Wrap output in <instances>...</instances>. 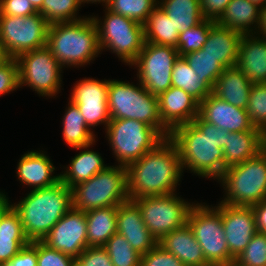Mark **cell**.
Wrapping results in <instances>:
<instances>
[{
	"instance_id": "cell-1",
	"label": "cell",
	"mask_w": 266,
	"mask_h": 266,
	"mask_svg": "<svg viewBox=\"0 0 266 266\" xmlns=\"http://www.w3.org/2000/svg\"><path fill=\"white\" fill-rule=\"evenodd\" d=\"M228 133L198 115L192 122L174 128L169 139L179 151L183 170L218 180L224 173L223 148Z\"/></svg>"
},
{
	"instance_id": "cell-2",
	"label": "cell",
	"mask_w": 266,
	"mask_h": 266,
	"mask_svg": "<svg viewBox=\"0 0 266 266\" xmlns=\"http://www.w3.org/2000/svg\"><path fill=\"white\" fill-rule=\"evenodd\" d=\"M182 173L179 151L169 138H165L127 167L129 199L174 194Z\"/></svg>"
},
{
	"instance_id": "cell-3",
	"label": "cell",
	"mask_w": 266,
	"mask_h": 266,
	"mask_svg": "<svg viewBox=\"0 0 266 266\" xmlns=\"http://www.w3.org/2000/svg\"><path fill=\"white\" fill-rule=\"evenodd\" d=\"M11 206L19 214L29 241H42L72 208V189L60 180L52 186L30 190L26 197Z\"/></svg>"
},
{
	"instance_id": "cell-4",
	"label": "cell",
	"mask_w": 266,
	"mask_h": 266,
	"mask_svg": "<svg viewBox=\"0 0 266 266\" xmlns=\"http://www.w3.org/2000/svg\"><path fill=\"white\" fill-rule=\"evenodd\" d=\"M47 46L62 67L90 64L101 54L97 27L90 17L49 25Z\"/></svg>"
},
{
	"instance_id": "cell-5",
	"label": "cell",
	"mask_w": 266,
	"mask_h": 266,
	"mask_svg": "<svg viewBox=\"0 0 266 266\" xmlns=\"http://www.w3.org/2000/svg\"><path fill=\"white\" fill-rule=\"evenodd\" d=\"M108 109L111 119H132L153 127L164 139L171 131L162 123L158 96L151 94L140 82L138 86L109 79Z\"/></svg>"
},
{
	"instance_id": "cell-6",
	"label": "cell",
	"mask_w": 266,
	"mask_h": 266,
	"mask_svg": "<svg viewBox=\"0 0 266 266\" xmlns=\"http://www.w3.org/2000/svg\"><path fill=\"white\" fill-rule=\"evenodd\" d=\"M72 189V207L88 211L96 208L119 206L129 200L127 167L107 165L89 180Z\"/></svg>"
},
{
	"instance_id": "cell-7",
	"label": "cell",
	"mask_w": 266,
	"mask_h": 266,
	"mask_svg": "<svg viewBox=\"0 0 266 266\" xmlns=\"http://www.w3.org/2000/svg\"><path fill=\"white\" fill-rule=\"evenodd\" d=\"M218 181L225 192L221 202L226 205L252 206L266 199V148L255 157L225 169Z\"/></svg>"
},
{
	"instance_id": "cell-8",
	"label": "cell",
	"mask_w": 266,
	"mask_h": 266,
	"mask_svg": "<svg viewBox=\"0 0 266 266\" xmlns=\"http://www.w3.org/2000/svg\"><path fill=\"white\" fill-rule=\"evenodd\" d=\"M104 129L118 165L125 167L164 140L153 127L138 120L110 119Z\"/></svg>"
},
{
	"instance_id": "cell-9",
	"label": "cell",
	"mask_w": 266,
	"mask_h": 266,
	"mask_svg": "<svg viewBox=\"0 0 266 266\" xmlns=\"http://www.w3.org/2000/svg\"><path fill=\"white\" fill-rule=\"evenodd\" d=\"M104 17L102 20L95 15L91 17L97 27L101 51L111 50L122 62L131 65L145 43L144 25L106 7Z\"/></svg>"
},
{
	"instance_id": "cell-10",
	"label": "cell",
	"mask_w": 266,
	"mask_h": 266,
	"mask_svg": "<svg viewBox=\"0 0 266 266\" xmlns=\"http://www.w3.org/2000/svg\"><path fill=\"white\" fill-rule=\"evenodd\" d=\"M187 224L201 246L207 262L222 266L234 264L235 259L229 253L222 217L215 207L194 203L189 211Z\"/></svg>"
},
{
	"instance_id": "cell-11",
	"label": "cell",
	"mask_w": 266,
	"mask_h": 266,
	"mask_svg": "<svg viewBox=\"0 0 266 266\" xmlns=\"http://www.w3.org/2000/svg\"><path fill=\"white\" fill-rule=\"evenodd\" d=\"M49 25L39 12L25 17L0 15V47L12 59L44 47Z\"/></svg>"
},
{
	"instance_id": "cell-12",
	"label": "cell",
	"mask_w": 266,
	"mask_h": 266,
	"mask_svg": "<svg viewBox=\"0 0 266 266\" xmlns=\"http://www.w3.org/2000/svg\"><path fill=\"white\" fill-rule=\"evenodd\" d=\"M176 194L133 199L142 213L145 226L157 241L187 224L189 211L194 204Z\"/></svg>"
},
{
	"instance_id": "cell-13",
	"label": "cell",
	"mask_w": 266,
	"mask_h": 266,
	"mask_svg": "<svg viewBox=\"0 0 266 266\" xmlns=\"http://www.w3.org/2000/svg\"><path fill=\"white\" fill-rule=\"evenodd\" d=\"M19 66V87H31L39 96L53 97L62 84V69L46 45L23 53L17 59Z\"/></svg>"
},
{
	"instance_id": "cell-14",
	"label": "cell",
	"mask_w": 266,
	"mask_h": 266,
	"mask_svg": "<svg viewBox=\"0 0 266 266\" xmlns=\"http://www.w3.org/2000/svg\"><path fill=\"white\" fill-rule=\"evenodd\" d=\"M179 58L176 48L145 42L136 60L138 81L153 95L159 96L172 86V69Z\"/></svg>"
},
{
	"instance_id": "cell-15",
	"label": "cell",
	"mask_w": 266,
	"mask_h": 266,
	"mask_svg": "<svg viewBox=\"0 0 266 266\" xmlns=\"http://www.w3.org/2000/svg\"><path fill=\"white\" fill-rule=\"evenodd\" d=\"M76 82L69 100L77 105L89 128L99 124L107 127L111 119L107 103L109 80L84 78Z\"/></svg>"
},
{
	"instance_id": "cell-16",
	"label": "cell",
	"mask_w": 266,
	"mask_h": 266,
	"mask_svg": "<svg viewBox=\"0 0 266 266\" xmlns=\"http://www.w3.org/2000/svg\"><path fill=\"white\" fill-rule=\"evenodd\" d=\"M48 247L74 259L87 248V222L84 211L71 208L42 239Z\"/></svg>"
},
{
	"instance_id": "cell-17",
	"label": "cell",
	"mask_w": 266,
	"mask_h": 266,
	"mask_svg": "<svg viewBox=\"0 0 266 266\" xmlns=\"http://www.w3.org/2000/svg\"><path fill=\"white\" fill-rule=\"evenodd\" d=\"M214 207L222 217L229 253L236 259L258 232L252 206L226 205L220 202Z\"/></svg>"
},
{
	"instance_id": "cell-18",
	"label": "cell",
	"mask_w": 266,
	"mask_h": 266,
	"mask_svg": "<svg viewBox=\"0 0 266 266\" xmlns=\"http://www.w3.org/2000/svg\"><path fill=\"white\" fill-rule=\"evenodd\" d=\"M117 233L124 236L140 255H144L158 244L156 238L145 226L138 205L130 199L118 206Z\"/></svg>"
},
{
	"instance_id": "cell-19",
	"label": "cell",
	"mask_w": 266,
	"mask_h": 266,
	"mask_svg": "<svg viewBox=\"0 0 266 266\" xmlns=\"http://www.w3.org/2000/svg\"><path fill=\"white\" fill-rule=\"evenodd\" d=\"M199 116L228 132L237 133L253 128L245 109L233 106L213 93L200 103Z\"/></svg>"
},
{
	"instance_id": "cell-20",
	"label": "cell",
	"mask_w": 266,
	"mask_h": 266,
	"mask_svg": "<svg viewBox=\"0 0 266 266\" xmlns=\"http://www.w3.org/2000/svg\"><path fill=\"white\" fill-rule=\"evenodd\" d=\"M162 123L172 131L199 115L200 103L183 89L171 86L158 96Z\"/></svg>"
},
{
	"instance_id": "cell-21",
	"label": "cell",
	"mask_w": 266,
	"mask_h": 266,
	"mask_svg": "<svg viewBox=\"0 0 266 266\" xmlns=\"http://www.w3.org/2000/svg\"><path fill=\"white\" fill-rule=\"evenodd\" d=\"M44 151H28L17 164V177L22 184L32 190L52 186L60 181V174L52 175L55 170L52 160Z\"/></svg>"
},
{
	"instance_id": "cell-22",
	"label": "cell",
	"mask_w": 266,
	"mask_h": 266,
	"mask_svg": "<svg viewBox=\"0 0 266 266\" xmlns=\"http://www.w3.org/2000/svg\"><path fill=\"white\" fill-rule=\"evenodd\" d=\"M236 66L252 84L266 83V39L243 34Z\"/></svg>"
},
{
	"instance_id": "cell-23",
	"label": "cell",
	"mask_w": 266,
	"mask_h": 266,
	"mask_svg": "<svg viewBox=\"0 0 266 266\" xmlns=\"http://www.w3.org/2000/svg\"><path fill=\"white\" fill-rule=\"evenodd\" d=\"M242 36V33L215 22L209 29L207 41L202 49L224 68H231L237 64Z\"/></svg>"
},
{
	"instance_id": "cell-24",
	"label": "cell",
	"mask_w": 266,
	"mask_h": 266,
	"mask_svg": "<svg viewBox=\"0 0 266 266\" xmlns=\"http://www.w3.org/2000/svg\"><path fill=\"white\" fill-rule=\"evenodd\" d=\"M263 149L264 135L258 129L229 132L223 148L224 171L255 157Z\"/></svg>"
},
{
	"instance_id": "cell-25",
	"label": "cell",
	"mask_w": 266,
	"mask_h": 266,
	"mask_svg": "<svg viewBox=\"0 0 266 266\" xmlns=\"http://www.w3.org/2000/svg\"><path fill=\"white\" fill-rule=\"evenodd\" d=\"M158 245L176 256L184 266H198L208 263L188 224L163 236L158 241Z\"/></svg>"
},
{
	"instance_id": "cell-26",
	"label": "cell",
	"mask_w": 266,
	"mask_h": 266,
	"mask_svg": "<svg viewBox=\"0 0 266 266\" xmlns=\"http://www.w3.org/2000/svg\"><path fill=\"white\" fill-rule=\"evenodd\" d=\"M252 83L237 67L225 68L219 75L212 93L229 104L245 109Z\"/></svg>"
},
{
	"instance_id": "cell-27",
	"label": "cell",
	"mask_w": 266,
	"mask_h": 266,
	"mask_svg": "<svg viewBox=\"0 0 266 266\" xmlns=\"http://www.w3.org/2000/svg\"><path fill=\"white\" fill-rule=\"evenodd\" d=\"M94 143L84 147H77L73 149L83 150L76 154L65 168L66 171L60 173V180L69 188L76 184L89 180L95 174L103 170L107 165L104 164L101 154L89 150ZM86 149V150H85Z\"/></svg>"
},
{
	"instance_id": "cell-28",
	"label": "cell",
	"mask_w": 266,
	"mask_h": 266,
	"mask_svg": "<svg viewBox=\"0 0 266 266\" xmlns=\"http://www.w3.org/2000/svg\"><path fill=\"white\" fill-rule=\"evenodd\" d=\"M118 206H108L85 211L87 222V247L104 246L117 233Z\"/></svg>"
},
{
	"instance_id": "cell-29",
	"label": "cell",
	"mask_w": 266,
	"mask_h": 266,
	"mask_svg": "<svg viewBox=\"0 0 266 266\" xmlns=\"http://www.w3.org/2000/svg\"><path fill=\"white\" fill-rule=\"evenodd\" d=\"M259 8L249 0H231L216 23L242 34H254Z\"/></svg>"
},
{
	"instance_id": "cell-30",
	"label": "cell",
	"mask_w": 266,
	"mask_h": 266,
	"mask_svg": "<svg viewBox=\"0 0 266 266\" xmlns=\"http://www.w3.org/2000/svg\"><path fill=\"white\" fill-rule=\"evenodd\" d=\"M158 5L165 11L179 34L205 19L200 0H160Z\"/></svg>"
},
{
	"instance_id": "cell-31",
	"label": "cell",
	"mask_w": 266,
	"mask_h": 266,
	"mask_svg": "<svg viewBox=\"0 0 266 266\" xmlns=\"http://www.w3.org/2000/svg\"><path fill=\"white\" fill-rule=\"evenodd\" d=\"M62 121L63 140L70 147H84L96 142L94 132L87 126L79 108L71 100L68 102Z\"/></svg>"
},
{
	"instance_id": "cell-32",
	"label": "cell",
	"mask_w": 266,
	"mask_h": 266,
	"mask_svg": "<svg viewBox=\"0 0 266 266\" xmlns=\"http://www.w3.org/2000/svg\"><path fill=\"white\" fill-rule=\"evenodd\" d=\"M172 86L183 89L199 103L205 100L213 90V87L208 82L199 78L183 56H179L174 63Z\"/></svg>"
},
{
	"instance_id": "cell-33",
	"label": "cell",
	"mask_w": 266,
	"mask_h": 266,
	"mask_svg": "<svg viewBox=\"0 0 266 266\" xmlns=\"http://www.w3.org/2000/svg\"><path fill=\"white\" fill-rule=\"evenodd\" d=\"M144 38L145 42L177 49L179 32L175 30L171 20L159 5L148 16L144 24Z\"/></svg>"
},
{
	"instance_id": "cell-34",
	"label": "cell",
	"mask_w": 266,
	"mask_h": 266,
	"mask_svg": "<svg viewBox=\"0 0 266 266\" xmlns=\"http://www.w3.org/2000/svg\"><path fill=\"white\" fill-rule=\"evenodd\" d=\"M81 5V0H43L38 12L49 24L77 21L87 17H77Z\"/></svg>"
},
{
	"instance_id": "cell-35",
	"label": "cell",
	"mask_w": 266,
	"mask_h": 266,
	"mask_svg": "<svg viewBox=\"0 0 266 266\" xmlns=\"http://www.w3.org/2000/svg\"><path fill=\"white\" fill-rule=\"evenodd\" d=\"M159 0H110L106 8L144 25Z\"/></svg>"
},
{
	"instance_id": "cell-36",
	"label": "cell",
	"mask_w": 266,
	"mask_h": 266,
	"mask_svg": "<svg viewBox=\"0 0 266 266\" xmlns=\"http://www.w3.org/2000/svg\"><path fill=\"white\" fill-rule=\"evenodd\" d=\"M189 66L196 74L214 87L219 75L224 71V67L216 61L214 57L207 54L202 48L183 55Z\"/></svg>"
},
{
	"instance_id": "cell-37",
	"label": "cell",
	"mask_w": 266,
	"mask_h": 266,
	"mask_svg": "<svg viewBox=\"0 0 266 266\" xmlns=\"http://www.w3.org/2000/svg\"><path fill=\"white\" fill-rule=\"evenodd\" d=\"M103 247L114 266H140L141 255L119 233H115Z\"/></svg>"
},
{
	"instance_id": "cell-38",
	"label": "cell",
	"mask_w": 266,
	"mask_h": 266,
	"mask_svg": "<svg viewBox=\"0 0 266 266\" xmlns=\"http://www.w3.org/2000/svg\"><path fill=\"white\" fill-rule=\"evenodd\" d=\"M246 111L253 128L264 135L266 133V83L252 85Z\"/></svg>"
},
{
	"instance_id": "cell-39",
	"label": "cell",
	"mask_w": 266,
	"mask_h": 266,
	"mask_svg": "<svg viewBox=\"0 0 266 266\" xmlns=\"http://www.w3.org/2000/svg\"><path fill=\"white\" fill-rule=\"evenodd\" d=\"M214 23L213 20L204 19L196 26L180 33L177 43L179 56L200 50L207 41L209 29Z\"/></svg>"
},
{
	"instance_id": "cell-40",
	"label": "cell",
	"mask_w": 266,
	"mask_h": 266,
	"mask_svg": "<svg viewBox=\"0 0 266 266\" xmlns=\"http://www.w3.org/2000/svg\"><path fill=\"white\" fill-rule=\"evenodd\" d=\"M236 266H266V233L257 232L235 259Z\"/></svg>"
},
{
	"instance_id": "cell-41",
	"label": "cell",
	"mask_w": 266,
	"mask_h": 266,
	"mask_svg": "<svg viewBox=\"0 0 266 266\" xmlns=\"http://www.w3.org/2000/svg\"><path fill=\"white\" fill-rule=\"evenodd\" d=\"M76 259L37 241L38 266H73Z\"/></svg>"
},
{
	"instance_id": "cell-42",
	"label": "cell",
	"mask_w": 266,
	"mask_h": 266,
	"mask_svg": "<svg viewBox=\"0 0 266 266\" xmlns=\"http://www.w3.org/2000/svg\"><path fill=\"white\" fill-rule=\"evenodd\" d=\"M19 87V66L16 59L8 58L0 65V97Z\"/></svg>"
},
{
	"instance_id": "cell-43",
	"label": "cell",
	"mask_w": 266,
	"mask_h": 266,
	"mask_svg": "<svg viewBox=\"0 0 266 266\" xmlns=\"http://www.w3.org/2000/svg\"><path fill=\"white\" fill-rule=\"evenodd\" d=\"M140 266H184V264L157 244L152 250L141 255Z\"/></svg>"
},
{
	"instance_id": "cell-44",
	"label": "cell",
	"mask_w": 266,
	"mask_h": 266,
	"mask_svg": "<svg viewBox=\"0 0 266 266\" xmlns=\"http://www.w3.org/2000/svg\"><path fill=\"white\" fill-rule=\"evenodd\" d=\"M0 237L27 238L19 214L12 206L0 219Z\"/></svg>"
},
{
	"instance_id": "cell-45",
	"label": "cell",
	"mask_w": 266,
	"mask_h": 266,
	"mask_svg": "<svg viewBox=\"0 0 266 266\" xmlns=\"http://www.w3.org/2000/svg\"><path fill=\"white\" fill-rule=\"evenodd\" d=\"M76 260L82 266H114L103 246H88Z\"/></svg>"
},
{
	"instance_id": "cell-46",
	"label": "cell",
	"mask_w": 266,
	"mask_h": 266,
	"mask_svg": "<svg viewBox=\"0 0 266 266\" xmlns=\"http://www.w3.org/2000/svg\"><path fill=\"white\" fill-rule=\"evenodd\" d=\"M38 11L29 0H0V15L3 16H29Z\"/></svg>"
},
{
	"instance_id": "cell-47",
	"label": "cell",
	"mask_w": 266,
	"mask_h": 266,
	"mask_svg": "<svg viewBox=\"0 0 266 266\" xmlns=\"http://www.w3.org/2000/svg\"><path fill=\"white\" fill-rule=\"evenodd\" d=\"M0 266H38L37 241H32L24 246L12 259Z\"/></svg>"
},
{
	"instance_id": "cell-48",
	"label": "cell",
	"mask_w": 266,
	"mask_h": 266,
	"mask_svg": "<svg viewBox=\"0 0 266 266\" xmlns=\"http://www.w3.org/2000/svg\"><path fill=\"white\" fill-rule=\"evenodd\" d=\"M29 243L28 238L0 237V265L12 259Z\"/></svg>"
},
{
	"instance_id": "cell-49",
	"label": "cell",
	"mask_w": 266,
	"mask_h": 266,
	"mask_svg": "<svg viewBox=\"0 0 266 266\" xmlns=\"http://www.w3.org/2000/svg\"><path fill=\"white\" fill-rule=\"evenodd\" d=\"M231 0H200L202 16L216 22Z\"/></svg>"
},
{
	"instance_id": "cell-50",
	"label": "cell",
	"mask_w": 266,
	"mask_h": 266,
	"mask_svg": "<svg viewBox=\"0 0 266 266\" xmlns=\"http://www.w3.org/2000/svg\"><path fill=\"white\" fill-rule=\"evenodd\" d=\"M252 209L255 215L257 231L266 233V199L252 205Z\"/></svg>"
},
{
	"instance_id": "cell-51",
	"label": "cell",
	"mask_w": 266,
	"mask_h": 266,
	"mask_svg": "<svg viewBox=\"0 0 266 266\" xmlns=\"http://www.w3.org/2000/svg\"><path fill=\"white\" fill-rule=\"evenodd\" d=\"M254 35L266 39V5L261 6L259 8L257 17V28Z\"/></svg>"
},
{
	"instance_id": "cell-52",
	"label": "cell",
	"mask_w": 266,
	"mask_h": 266,
	"mask_svg": "<svg viewBox=\"0 0 266 266\" xmlns=\"http://www.w3.org/2000/svg\"><path fill=\"white\" fill-rule=\"evenodd\" d=\"M11 207L9 198L0 191V219L2 215Z\"/></svg>"
},
{
	"instance_id": "cell-53",
	"label": "cell",
	"mask_w": 266,
	"mask_h": 266,
	"mask_svg": "<svg viewBox=\"0 0 266 266\" xmlns=\"http://www.w3.org/2000/svg\"><path fill=\"white\" fill-rule=\"evenodd\" d=\"M109 1L110 0H81V3L82 4H85V3H92V4L95 3V4H97V2H98V4L102 3L106 7L108 5Z\"/></svg>"
},
{
	"instance_id": "cell-54",
	"label": "cell",
	"mask_w": 266,
	"mask_h": 266,
	"mask_svg": "<svg viewBox=\"0 0 266 266\" xmlns=\"http://www.w3.org/2000/svg\"><path fill=\"white\" fill-rule=\"evenodd\" d=\"M29 2L38 11L42 7L43 0H29Z\"/></svg>"
},
{
	"instance_id": "cell-55",
	"label": "cell",
	"mask_w": 266,
	"mask_h": 266,
	"mask_svg": "<svg viewBox=\"0 0 266 266\" xmlns=\"http://www.w3.org/2000/svg\"><path fill=\"white\" fill-rule=\"evenodd\" d=\"M8 57L6 56L4 50L0 47V65L3 64Z\"/></svg>"
},
{
	"instance_id": "cell-56",
	"label": "cell",
	"mask_w": 266,
	"mask_h": 266,
	"mask_svg": "<svg viewBox=\"0 0 266 266\" xmlns=\"http://www.w3.org/2000/svg\"><path fill=\"white\" fill-rule=\"evenodd\" d=\"M249 1L258 5L259 7L266 5V0H249Z\"/></svg>"
},
{
	"instance_id": "cell-57",
	"label": "cell",
	"mask_w": 266,
	"mask_h": 266,
	"mask_svg": "<svg viewBox=\"0 0 266 266\" xmlns=\"http://www.w3.org/2000/svg\"><path fill=\"white\" fill-rule=\"evenodd\" d=\"M198 266H222V265H220V264H218V263H206V264H204V265H198Z\"/></svg>"
},
{
	"instance_id": "cell-58",
	"label": "cell",
	"mask_w": 266,
	"mask_h": 266,
	"mask_svg": "<svg viewBox=\"0 0 266 266\" xmlns=\"http://www.w3.org/2000/svg\"><path fill=\"white\" fill-rule=\"evenodd\" d=\"M73 266H82L77 260H75Z\"/></svg>"
},
{
	"instance_id": "cell-59",
	"label": "cell",
	"mask_w": 266,
	"mask_h": 266,
	"mask_svg": "<svg viewBox=\"0 0 266 266\" xmlns=\"http://www.w3.org/2000/svg\"><path fill=\"white\" fill-rule=\"evenodd\" d=\"M264 148H266V133L264 134Z\"/></svg>"
}]
</instances>
